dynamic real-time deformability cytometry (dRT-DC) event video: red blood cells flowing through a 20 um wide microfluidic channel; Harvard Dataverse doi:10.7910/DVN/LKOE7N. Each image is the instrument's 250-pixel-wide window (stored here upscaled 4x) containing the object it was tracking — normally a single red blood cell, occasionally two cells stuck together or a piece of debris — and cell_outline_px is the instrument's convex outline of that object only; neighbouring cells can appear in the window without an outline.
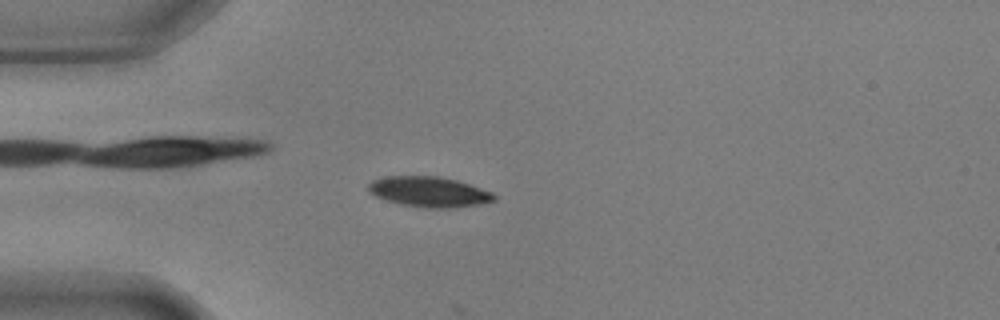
{"species": "common noctule bat (a hibernating species)", "species_latin": "Nyctalus noctula", "temperature_condition": "warm", "stored_images_in_passage": 46, "camera_frame_rate_fps": 3000, "um_per_image_px": 0.085, "animal": {"sex": "male", "body_mass_g": 17.9, "forearm_length_mm": 54.2}, "frame": {"image": 1, "passage_image": 15, "time_ms": 4.667, "image_size_px": [1000, 320], "cell_outline_px": [[496, 200], [480, 204], [456, 208], [424, 208], [400, 204], [376, 196], [368, 192], [368, 184], [372, 180], [384, 176], [436, 176], [456, 180], [492, 192], [496, 196]], "centroid_in_image_um": [36.46, 16.31], "position_along_channel_um": 48.5, "area_um2": 22.25}}
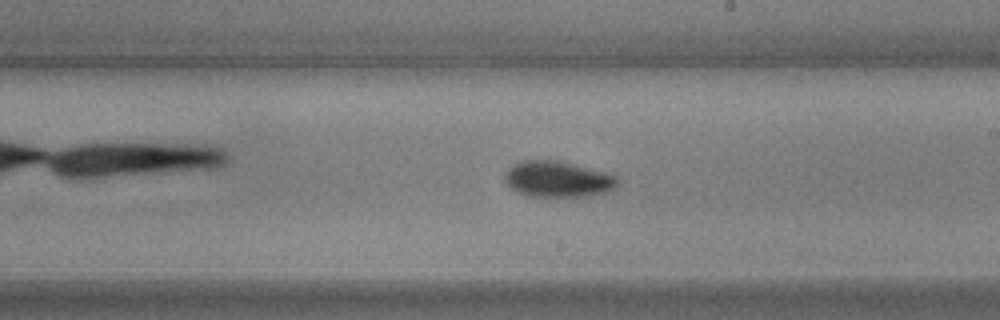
{"frame": {"image": 2, "passage_image": 32, "time_ms": 10.333, "image_size_px": [1000, 320], "cell_outline_px": [[620, 184], [604, 192], [592, 196], [528, 196], [512, 188], [504, 180], [504, 172], [512, 164], [520, 160], [560, 160], [604, 172], [616, 176], [620, 180]], "centroid_in_image_um": [47.39, 15.21], "position_along_channel_um": 241.6, "area_um2": 23.7}}
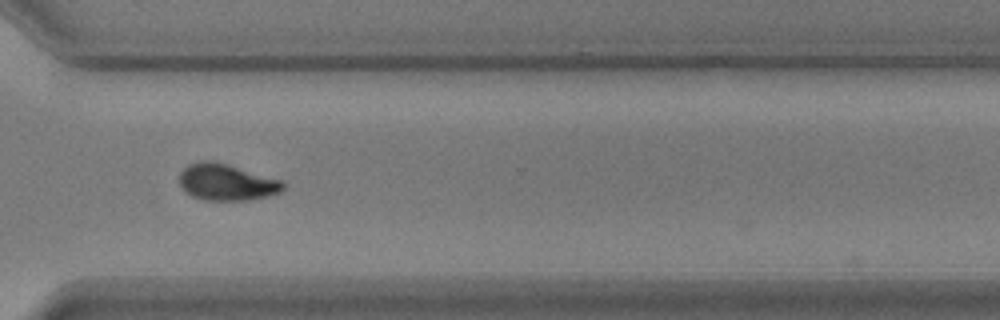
{"frame": {"image": 3, "passage_image": 41, "time_ms": 13.333, "image_size_px": [1000, 320], "cell_outline_px": [[284, 188], [280, 192], [268, 196], [248, 200], [204, 200], [192, 196], [184, 192], [180, 184], [180, 172], [188, 164], [200, 160], [212, 160], [228, 164], [284, 180]], "centroid_in_image_um": [19.26, 15.48], "position_along_channel_um": 351.3, "area_um2": 22.37}}